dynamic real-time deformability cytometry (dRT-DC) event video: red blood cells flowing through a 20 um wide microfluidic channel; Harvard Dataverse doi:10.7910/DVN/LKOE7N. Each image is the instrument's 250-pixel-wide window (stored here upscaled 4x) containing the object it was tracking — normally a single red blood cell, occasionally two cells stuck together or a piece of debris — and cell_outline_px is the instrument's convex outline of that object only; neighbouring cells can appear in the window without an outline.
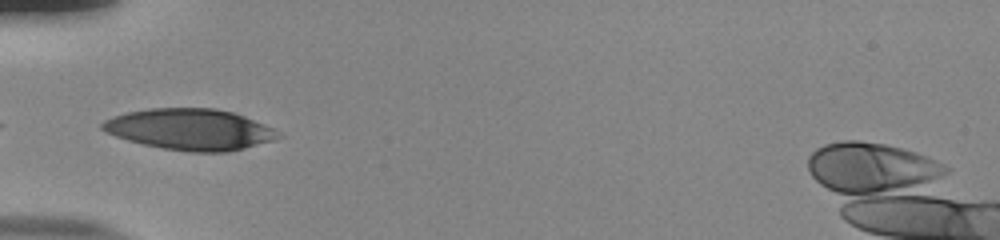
{"species": "human", "species_latin": "Homo sapiens", "temperature_condition": "room temperature", "stored_images_in_passage": 36, "camera_frame_rate_fps": 3000, "um_per_image_px": 0.085, "donor": {"sex": "male"}, "frame": {"image": 1, "passage_image": 1, "time_ms": 0.0, "image_size_px": [1000, 240], "cell_outline_px": [[284, 136], [272, 140], [244, 148], [224, 152], [192, 152], [164, 148], [144, 144], [128, 140], [116, 136], [100, 128], [100, 124], [104, 120], [112, 116], [128, 112], [148, 108], [216, 108], [232, 112], [244, 116], [272, 128], [280, 132]], "centroid_in_image_um": [16.14, 10.99], "position_along_channel_um": 68.9, "area_um2": 41.85}}
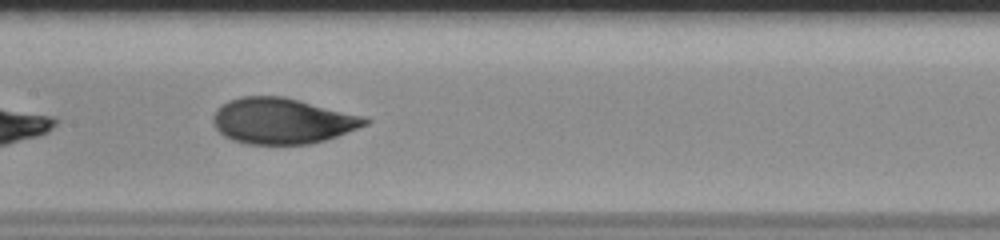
{"frame": {"image": 2, "passage_image": 10, "time_ms": 3.0, "image_size_px": [1000, 240], "cell_outline_px": [[372, 120], [368, 124], [336, 136], [324, 140], [308, 144], [248, 144], [232, 140], [224, 136], [216, 128], [212, 120], [212, 116], [216, 108], [228, 100], [240, 96], [284, 96], [364, 116]], "centroid_in_image_um": [23.96, 10.26], "position_along_channel_um": 183.4, "area_um2": 40.63}}
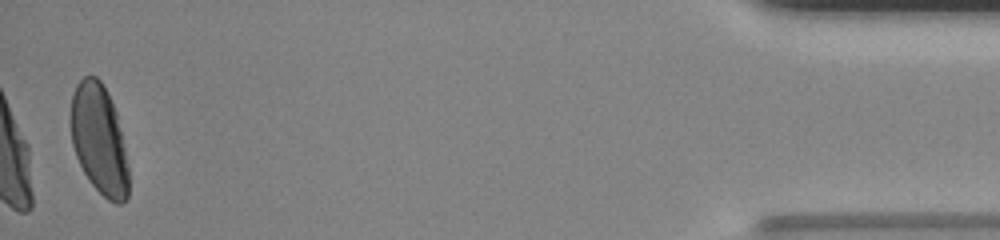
{"frame": {"image": 3, "passage_image": 35, "time_ms": 11.333, "image_size_px": [1000, 240], "cell_outline_px": [[128, 196], [120, 204], [116, 204], [108, 200], [92, 184], [84, 172], [76, 156], [72, 144], [72, 96], [76, 84], [84, 76], [96, 76], [100, 80], [116, 112], [124, 148], [128, 168]], "centroid_in_image_um": [8.42, 11.88], "position_along_channel_um": 426.8, "area_um2": 36.18}, "authors_computed_cell_mechanics": {"area_um2": 40.6912, "velocity_mm_per_s": 3.8597, "shape_relaxation_time_tau1_ms": 4.8377, "shape_relaxation_time_tau2_ms": null, "deformation_change_tau1": 0.1967, "deformation_change_tau2": null}}